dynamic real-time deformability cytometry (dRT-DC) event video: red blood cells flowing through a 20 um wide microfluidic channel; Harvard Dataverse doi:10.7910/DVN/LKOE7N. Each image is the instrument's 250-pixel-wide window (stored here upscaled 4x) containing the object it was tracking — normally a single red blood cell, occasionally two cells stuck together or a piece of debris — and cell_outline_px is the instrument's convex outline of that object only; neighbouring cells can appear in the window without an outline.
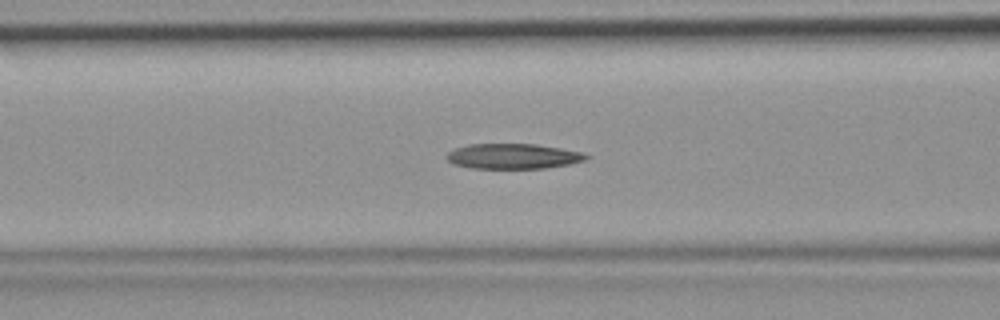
{"species": "common noctule bat (a hibernating species)", "species_latin": "Nyctalus noctula", "temperature_condition": "room temperature", "stored_images_in_passage": 47, "camera_frame_rate_fps": 3000, "um_per_image_px": 0.085, "animal": {"sex": "female", "body_mass_g": 19.9}, "frame": {"image": 1, "passage_image": 19, "time_ms": 6.0, "image_size_px": [1000, 320], "cell_outline_px": [[592, 156], [584, 160], [568, 164], [544, 168], [472, 168], [452, 164], [444, 156], [448, 152], [456, 148], [468, 144], [536, 144], [584, 152]], "centroid_in_image_um": [43.61, 13.27], "position_along_channel_um": 123.0, "area_um2": 20.52}}
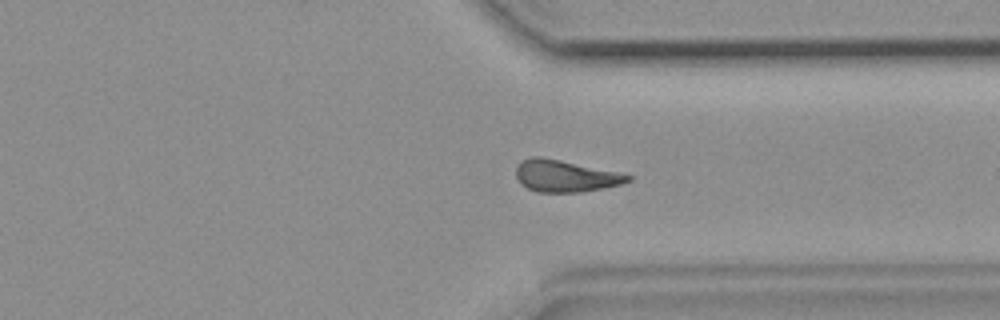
{"frame": {"image": 2, "passage_image": 36, "time_ms": 11.667, "image_size_px": [1000, 320], "cell_outline_px": [[632, 180], [620, 184], [604, 188], [580, 192], [540, 192], [528, 188], [520, 184], [516, 176], [516, 168], [520, 160], [532, 156], [540, 156], [560, 160], [616, 172], [632, 176]], "centroid_in_image_um": [48.0, 14.96], "position_along_channel_um": 363.4, "area_um2": 20.58}}
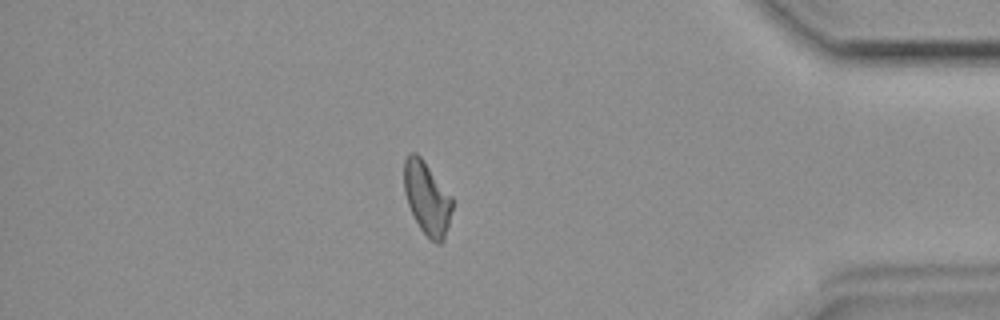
{"frame": {"image": 3, "passage_image": 41, "time_ms": 13.333, "image_size_px": [1000, 320], "cell_outline_px": [[452, 208], [444, 240], [440, 244], [436, 244], [420, 228], [408, 204], [404, 192], [404, 160], [408, 152], [416, 152], [420, 156], [452, 196]], "centroid_in_image_um": [36.28, 16.81], "position_along_channel_um": 398.9, "area_um2": 20.29}}